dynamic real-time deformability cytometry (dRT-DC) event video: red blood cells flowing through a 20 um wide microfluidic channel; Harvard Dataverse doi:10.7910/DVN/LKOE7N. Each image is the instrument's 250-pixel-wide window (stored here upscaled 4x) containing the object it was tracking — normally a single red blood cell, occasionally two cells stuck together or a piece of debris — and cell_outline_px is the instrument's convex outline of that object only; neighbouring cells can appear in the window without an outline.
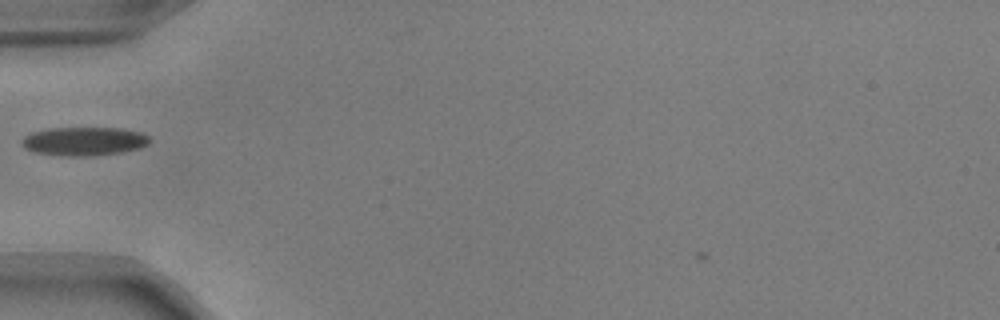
{"species": "common noctule bat (a hibernating species)", "species_latin": "Nyctalus noctula", "temperature_condition": "warm", "stored_images_in_passage": 33, "camera_frame_rate_fps": 3000, "um_per_image_px": 0.085, "animal": {"sex": "male", "body_mass_g": 17.9, "forearm_length_mm": 54.2}, "frame": {"image": 1, "passage_image": 3, "time_ms": 0.667, "image_size_px": [1000, 320], "cell_outline_px": [[148, 144], [140, 148], [120, 152], [92, 156], [60, 156], [36, 152], [24, 148], [20, 144], [20, 140], [24, 136], [32, 132], [48, 128], [120, 128], [140, 132], [148, 136]], "centroid_in_image_um": [7.09, 12.01], "position_along_channel_um": 77.9, "area_um2": 21.39}}